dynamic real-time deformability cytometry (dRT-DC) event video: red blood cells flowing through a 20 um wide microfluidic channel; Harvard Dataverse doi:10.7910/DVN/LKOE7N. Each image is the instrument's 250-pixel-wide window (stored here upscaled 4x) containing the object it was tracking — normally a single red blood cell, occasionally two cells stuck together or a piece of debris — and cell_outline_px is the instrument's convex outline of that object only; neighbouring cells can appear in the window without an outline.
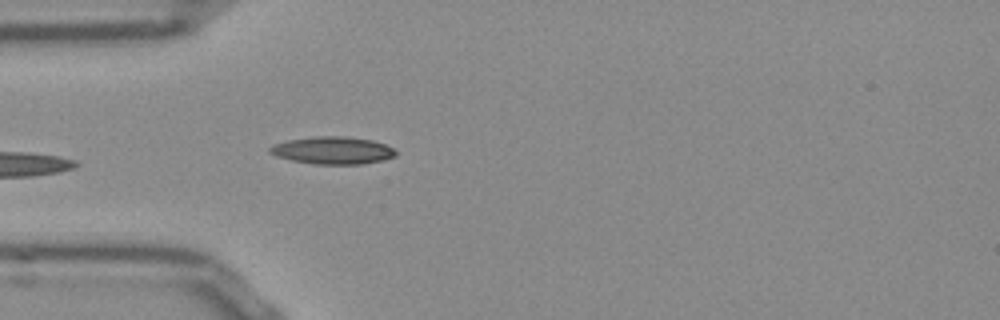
{"species": "Egyptian fruit bat (a non-hibernating species)", "species_latin": "Rousettus aegyptiacus", "temperature_condition": "room temperature", "stored_images_in_passage": 37, "camera_frame_rate_fps": 3000, "um_per_image_px": 0.085, "frame": {"image": 1, "passage_image": 1, "time_ms": 0.0, "image_size_px": [1000, 320], "cell_outline_px": [[396, 156], [384, 160], [360, 164], [316, 164], [292, 160], [276, 156], [268, 152], [268, 148], [272, 144], [288, 140], [316, 136], [344, 136], [372, 140], [384, 144], [392, 148], [396, 152]], "centroid_in_image_um": [28.26, 12.78], "position_along_channel_um": 56.7, "area_um2": 20.11}}
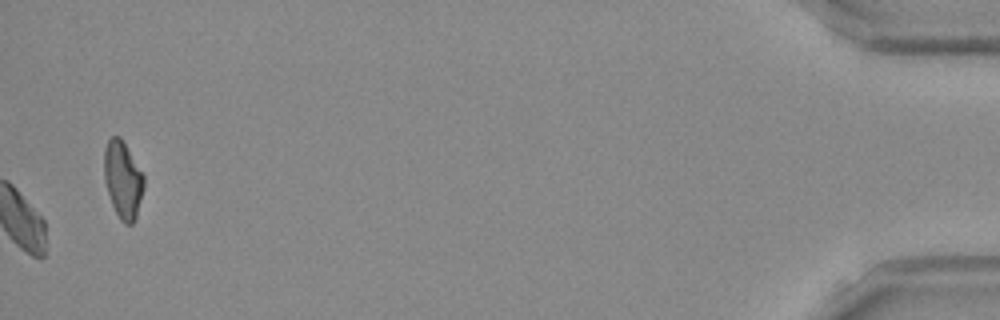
{"frame": {"image": 2, "passage_image": 37, "time_ms": 12.0, "image_size_px": [1000, 320], "cell_outline_px": [[144, 188], [136, 216], [132, 224], [124, 224], [120, 220], [112, 204], [104, 180], [104, 148], [108, 140], [112, 136], [120, 136], [144, 176]], "centroid_in_image_um": [10.43, 15.27], "position_along_channel_um": 424.8, "area_um2": 17.69}, "authors_computed_cell_mechanics": {"area_um2": 18.496, "velocity_mm_per_s": 3.8137, "shape_relaxation_time_tau1_ms": null, "shape_relaxation_time_tau2_ms": 3.5291, "deformation_change_tau1": null, "deformation_change_tau2": 0.12}}